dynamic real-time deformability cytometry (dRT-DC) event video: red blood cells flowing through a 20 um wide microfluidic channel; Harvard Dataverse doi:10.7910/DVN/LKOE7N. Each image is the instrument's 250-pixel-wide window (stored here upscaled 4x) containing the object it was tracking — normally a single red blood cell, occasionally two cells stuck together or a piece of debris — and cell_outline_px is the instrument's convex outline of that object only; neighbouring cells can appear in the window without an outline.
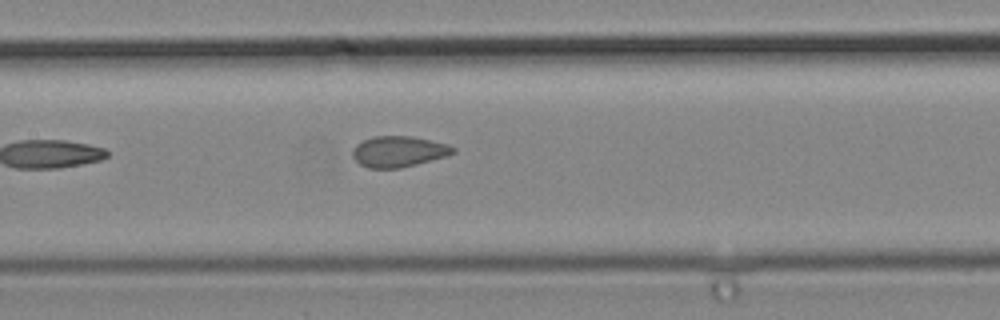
{"species": "common noctule bat (a hibernating species)", "species_latin": "Nyctalus noctula", "temperature_condition": "cold", "stored_images_in_passage": 6, "camera_frame_rate_fps": 3000, "um_per_image_px": 0.085, "animal": {"sex": "male", "body_mass_g": 19.2, "forearm_length_mm": 51.8}, "frame": {"image": 1, "passage_image": 6, "time_ms": 1.667, "image_size_px": [1000, 320], "cell_outline_px": [[456, 152], [448, 156], [400, 168], [368, 168], [360, 164], [352, 156], [352, 148], [356, 144], [372, 136], [412, 136], [448, 144], [456, 148]], "centroid_in_image_um": [33.89, 12.87], "position_along_channel_um": 173.5, "area_um2": 18.21}}